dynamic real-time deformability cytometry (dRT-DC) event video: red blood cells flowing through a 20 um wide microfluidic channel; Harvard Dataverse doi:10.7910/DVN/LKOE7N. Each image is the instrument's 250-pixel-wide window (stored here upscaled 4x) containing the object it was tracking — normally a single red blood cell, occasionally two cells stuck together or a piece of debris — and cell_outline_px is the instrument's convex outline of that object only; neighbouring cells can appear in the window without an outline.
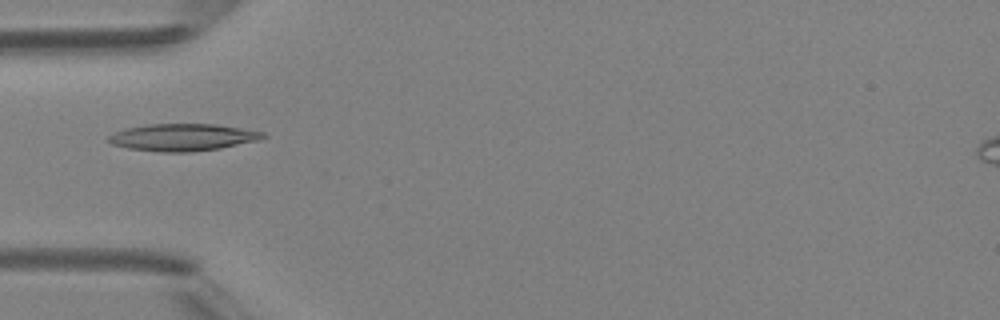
{"species": "Egyptian fruit bat (a non-hibernating species)", "species_latin": "Rousettus aegyptiacus", "temperature_condition": "room temperature", "stored_images_in_passage": 5, "camera_frame_rate_fps": 3000, "um_per_image_px": 0.085, "animal": {"sex": "female"}, "frame": {"image": 1, "passage_image": 5, "time_ms": 4.667, "image_size_px": [1000, 320], "cell_outline_px": [[268, 136], [260, 140], [220, 148], [192, 152], [160, 152], [128, 148], [112, 144], [108, 140], [108, 136], [112, 132], [124, 128], [148, 124], [216, 124], [264, 132]], "centroid_in_image_um": [15.52, 11.67], "position_along_channel_um": 69.5, "area_um2": 24.57}}